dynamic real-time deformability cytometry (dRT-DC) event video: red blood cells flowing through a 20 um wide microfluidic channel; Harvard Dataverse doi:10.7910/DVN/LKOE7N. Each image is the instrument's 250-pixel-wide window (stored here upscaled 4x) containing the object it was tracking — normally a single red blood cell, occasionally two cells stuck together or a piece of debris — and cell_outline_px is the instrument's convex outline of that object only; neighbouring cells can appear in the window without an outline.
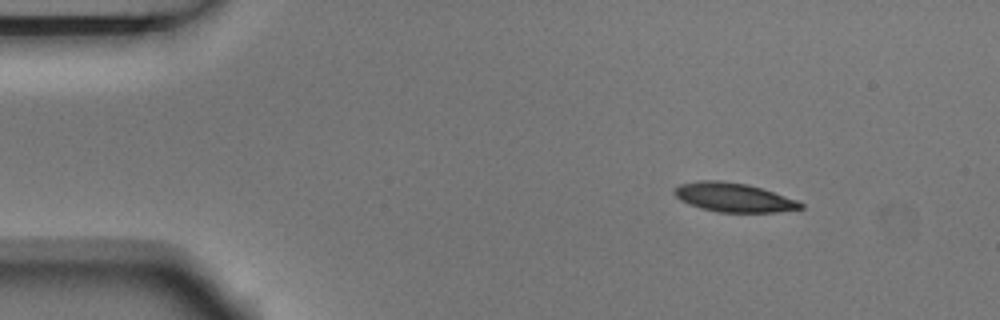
{"species": "Egyptian fruit bat (a non-hibernating species)", "species_latin": "Rousettus aegyptiacus", "temperature_condition": "room temperature", "stored_images_in_passage": 12, "camera_frame_rate_fps": 3000, "um_per_image_px": 0.085, "animal": {"sex": "male"}, "frame": {"image": 1, "passage_image": 1, "time_ms": 0.0, "image_size_px": [1000, 320], "cell_outline_px": [[804, 208], [776, 212], [716, 212], [700, 208], [680, 200], [672, 192], [680, 184], [696, 180], [720, 180], [748, 184], [796, 200], [804, 204]], "centroid_in_image_um": [62.32, 16.78], "position_along_channel_um": 22.7, "area_um2": 21.27}}
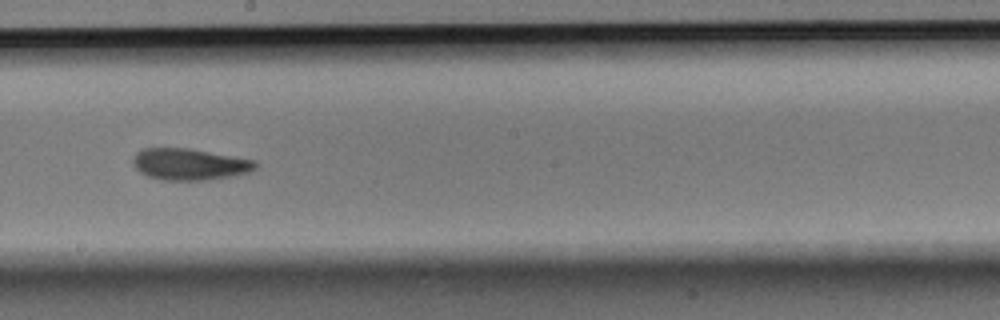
{"frame": {"image": 2, "passage_image": 7, "time_ms": 2.0, "image_size_px": [1000, 320], "cell_outline_px": [[256, 168], [248, 172], [236, 176], [208, 180], [160, 180], [148, 176], [140, 172], [132, 164], [132, 160], [136, 152], [144, 148], [188, 148], [256, 160]], "centroid_in_image_um": [16.11, 13.97], "position_along_channel_um": 232.1, "area_um2": 22.66}}
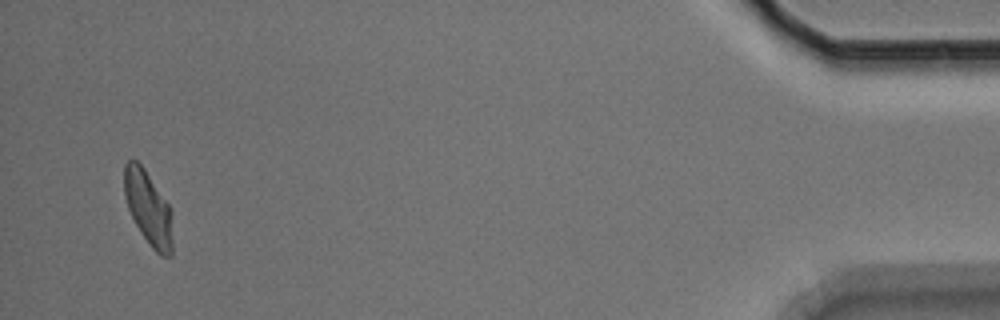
{"frame": {"image": 3, "passage_image": 12, "time_ms": 3.667, "image_size_px": [1000, 320], "cell_outline_px": [[172, 256], [160, 256], [152, 248], [140, 232], [128, 208], [124, 196], [124, 164], [128, 160], [136, 160], [144, 168], [168, 204], [172, 212]], "centroid_in_image_um": [12.61, 17.7], "position_along_channel_um": 422.6, "area_um2": 20.81}}